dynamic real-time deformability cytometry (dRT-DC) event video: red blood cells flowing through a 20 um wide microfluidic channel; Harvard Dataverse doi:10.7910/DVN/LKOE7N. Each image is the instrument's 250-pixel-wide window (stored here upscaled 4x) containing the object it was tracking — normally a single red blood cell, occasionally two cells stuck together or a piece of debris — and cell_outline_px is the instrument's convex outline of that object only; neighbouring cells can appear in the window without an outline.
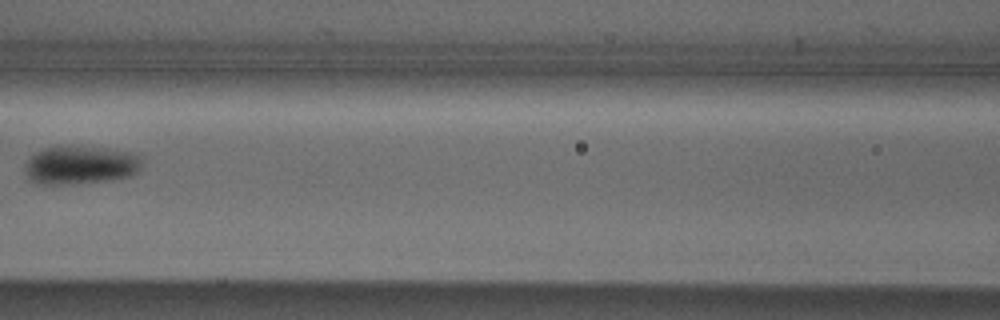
{"species": "Egyptian fruit bat (a non-hibernating species)", "species_latin": "Rousettus aegyptiacus", "temperature_condition": "cold", "stored_images_in_passage": 7, "camera_frame_rate_fps": 3000, "um_per_image_px": 0.085, "animal": {"sex": "male"}, "frame": {"image": 1, "passage_image": 6, "time_ms": 6.0, "image_size_px": [1000, 320], "cell_outline_px": [[144, 156], [140, 168], [132, 176], [120, 180], [76, 184], [36, 184], [28, 176], [24, 168], [28, 160], [36, 152], [44, 148], [56, 144], [72, 144], [104, 148], [128, 152]], "centroid_in_image_um": [6.87, 14.01], "position_along_channel_um": 159.7, "area_um2": 27.17}}
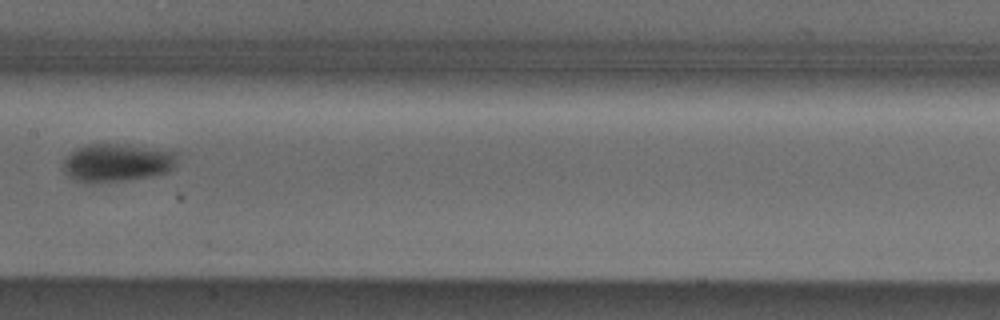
{"frame": {"image": 2, "passage_image": 7, "time_ms": 7.0, "image_size_px": [1000, 320], "cell_outline_px": [[176, 164], [168, 172], [148, 176], [124, 180], [88, 184], [76, 180], [68, 176], [64, 172], [64, 156], [76, 148], [88, 144], [116, 144], [176, 152]], "centroid_in_image_um": [9.86, 13.84], "position_along_channel_um": 197.5, "area_um2": 25.03}}